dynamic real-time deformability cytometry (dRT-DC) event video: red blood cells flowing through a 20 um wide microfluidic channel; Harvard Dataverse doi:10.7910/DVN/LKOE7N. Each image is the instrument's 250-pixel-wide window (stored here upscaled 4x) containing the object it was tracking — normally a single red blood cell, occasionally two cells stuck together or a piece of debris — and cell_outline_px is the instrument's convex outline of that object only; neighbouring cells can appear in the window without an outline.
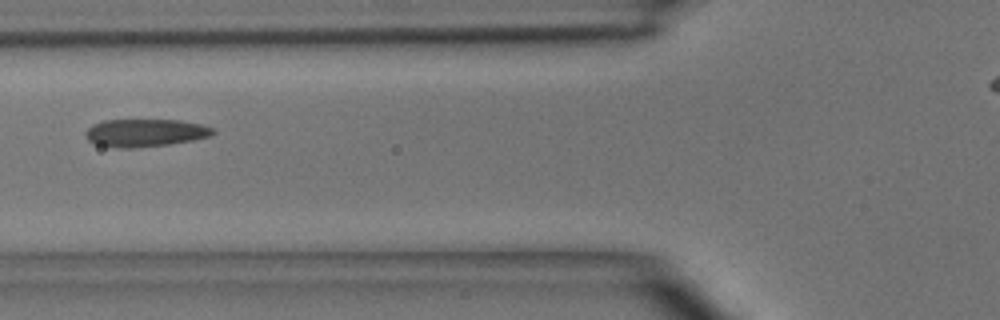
{"species": "common noctule bat (a hibernating species)", "species_latin": "Nyctalus noctula", "temperature_condition": "room temperature", "stored_images_in_passage": 7, "camera_frame_rate_fps": 3000, "um_per_image_px": 0.085, "animal": {"sex": "male", "body_mass_g": 15.6}, "frame": {"image": 1, "passage_image": 6, "time_ms": 5.667, "image_size_px": [1000, 320], "cell_outline_px": [[216, 132], [212, 136], [192, 140], [168, 144], [136, 148], [116, 148], [96, 144], [88, 140], [84, 136], [84, 132], [92, 124], [104, 120], [180, 120], [200, 124], [212, 128]], "centroid_in_image_um": [12.31, 11.29], "position_along_channel_um": 113.5, "area_um2": 20.69}}